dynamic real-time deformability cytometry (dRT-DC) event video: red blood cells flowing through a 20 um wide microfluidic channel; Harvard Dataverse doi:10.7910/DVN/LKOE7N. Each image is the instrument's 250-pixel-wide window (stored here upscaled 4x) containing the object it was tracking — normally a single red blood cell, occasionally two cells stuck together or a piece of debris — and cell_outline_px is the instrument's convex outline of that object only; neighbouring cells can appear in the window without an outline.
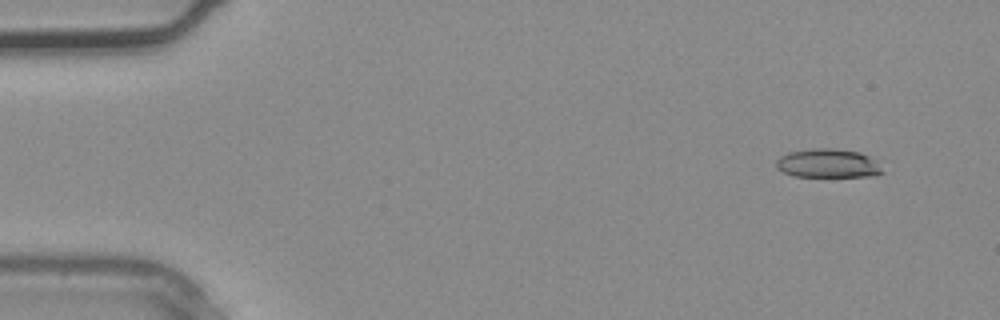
{"species": "common noctule bat (a hibernating species)", "species_latin": "Nyctalus noctula", "temperature_condition": "warm", "stored_images_in_passage": 2, "camera_frame_rate_fps": 3000, "um_per_image_px": 0.085, "animal": {"sex": "male", "body_mass_g": 20.4}, "frame": {"image": 1, "passage_image": 1, "time_ms": 0.0, "image_size_px": [1000, 320], "cell_outline_px": [[884, 172], [872, 176], [796, 176], [784, 172], [776, 168], [776, 160], [780, 156], [788, 152], [812, 148], [832, 148], [860, 152], [868, 156]], "centroid_in_image_um": [70.31, 13.87], "position_along_channel_um": 14.7, "area_um2": 17.57}}